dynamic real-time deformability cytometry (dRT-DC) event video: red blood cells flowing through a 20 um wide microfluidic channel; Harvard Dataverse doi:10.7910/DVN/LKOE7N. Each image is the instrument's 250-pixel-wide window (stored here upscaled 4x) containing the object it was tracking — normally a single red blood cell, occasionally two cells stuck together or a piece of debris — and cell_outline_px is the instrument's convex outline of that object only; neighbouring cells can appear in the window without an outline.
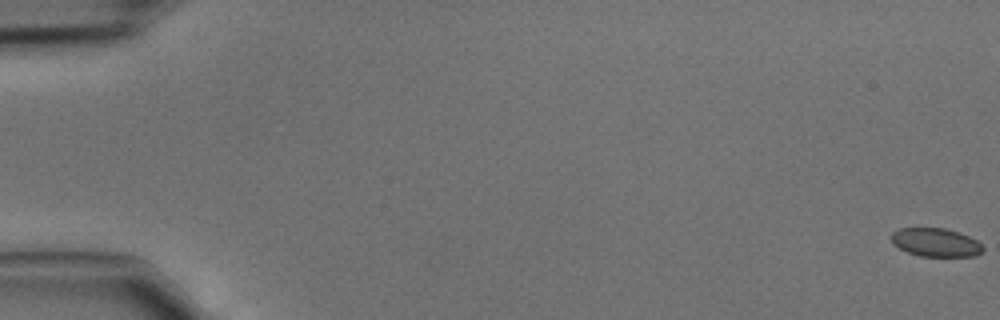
{"species": "common noctule bat (a hibernating species)", "species_latin": "Nyctalus noctula", "temperature_condition": "cold", "stored_images_in_passage": 48, "camera_frame_rate_fps": 3000, "um_per_image_px": 0.085, "animal": {"sex": "male", "body_mass_g": 15.6}, "frame": {"image": 1, "passage_image": 1, "time_ms": 0.0, "image_size_px": [1000, 320], "cell_outline_px": [[984, 248], [976, 256], [920, 256], [908, 252], [892, 244], [892, 232], [900, 228], [944, 228], [960, 232], [976, 240]], "centroid_in_image_um": [79.53, 20.6], "position_along_channel_um": 5.5, "area_um2": 15.09}}
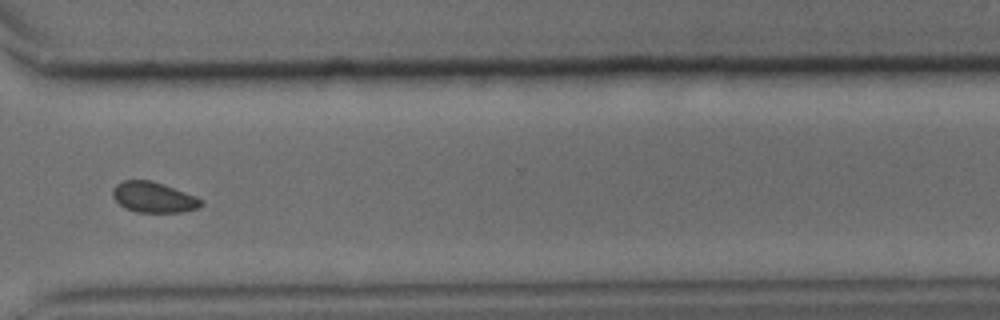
{"frame": {"image": 2, "passage_image": 36, "time_ms": 11.667, "image_size_px": [1000, 320], "cell_outline_px": [[204, 204], [200, 208], [180, 212], [136, 212], [124, 208], [112, 196], [112, 188], [116, 184], [124, 180], [148, 180], [196, 196], [204, 200]], "centroid_in_image_um": [13.05, 16.78], "position_along_channel_um": 357.5, "area_um2": 15.66}}
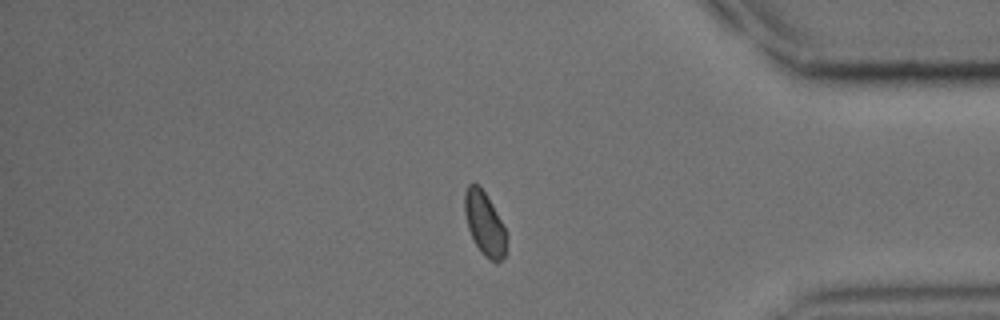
{"frame": {"image": 3, "passage_image": 40, "time_ms": 13.0, "image_size_px": [1000, 320], "cell_outline_px": [[508, 236], [504, 256], [496, 264], [484, 256], [480, 252], [472, 240], [468, 228], [464, 212], [464, 192], [468, 184], [476, 184], [484, 192], [496, 212]], "centroid_in_image_um": [41.17, 19.06], "position_along_channel_um": 394.0, "area_um2": 15.49}}